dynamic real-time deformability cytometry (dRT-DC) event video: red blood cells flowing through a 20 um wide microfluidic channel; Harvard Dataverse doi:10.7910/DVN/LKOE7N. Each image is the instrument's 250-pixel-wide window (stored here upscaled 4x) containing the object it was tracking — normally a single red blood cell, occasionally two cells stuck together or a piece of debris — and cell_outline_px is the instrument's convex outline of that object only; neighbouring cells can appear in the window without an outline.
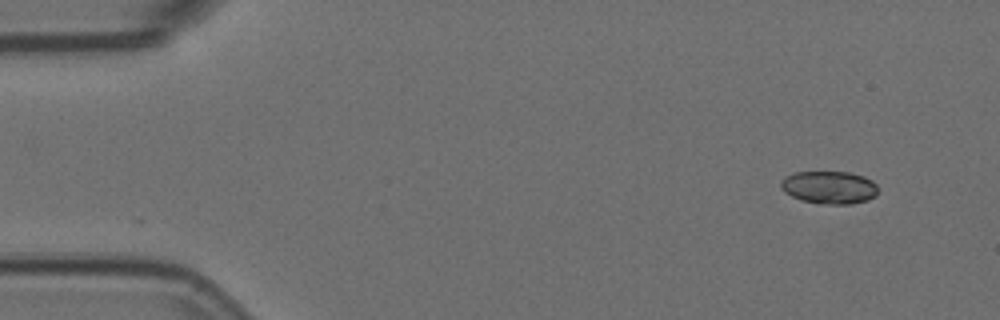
{"species": "Egyptian fruit bat (a non-hibernating species)", "species_latin": "Rousettus aegyptiacus", "temperature_condition": "room temperature", "stored_images_in_passage": 2, "camera_frame_rate_fps": 3000, "um_per_image_px": 0.085, "animal": {"sex": "female"}, "frame": {"image": 1, "passage_image": 2, "time_ms": 0.333, "image_size_px": [1000, 320], "cell_outline_px": [[876, 196], [868, 200], [852, 204], [820, 204], [800, 200], [784, 192], [780, 188], [780, 180], [784, 176], [796, 172], [848, 172], [864, 176], [872, 180], [876, 184]], "centroid_in_image_um": [70.45, 15.93], "position_along_channel_um": 14.5, "area_um2": 18.79}}